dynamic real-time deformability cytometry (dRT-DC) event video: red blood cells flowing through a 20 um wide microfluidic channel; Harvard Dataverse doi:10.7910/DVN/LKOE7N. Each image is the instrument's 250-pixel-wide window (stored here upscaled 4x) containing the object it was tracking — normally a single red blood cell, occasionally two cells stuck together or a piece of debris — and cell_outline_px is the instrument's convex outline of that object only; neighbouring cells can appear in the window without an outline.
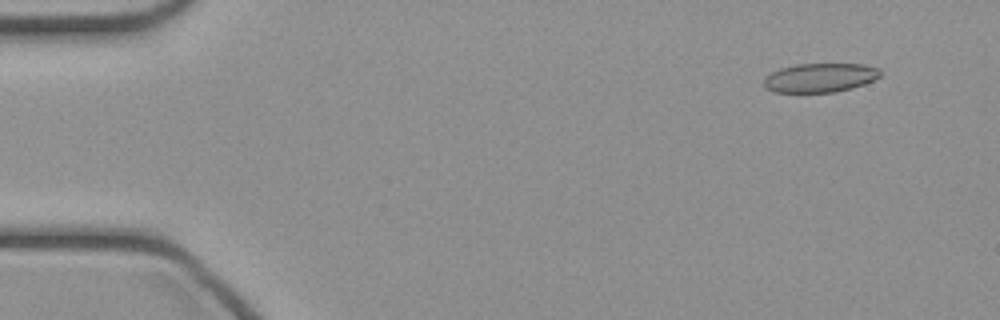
{"species": "common noctule bat (a hibernating species)", "species_latin": "Nyctalus noctula", "temperature_condition": "cold", "stored_images_in_passage": 46, "camera_frame_rate_fps": 3000, "um_per_image_px": 0.085, "animal": {"sex": "female", "body_mass_g": 21.9}, "frame": {"image": 1, "passage_image": 4, "time_ms": 1.0, "image_size_px": [1000, 320], "cell_outline_px": [[880, 76], [864, 84], [852, 88], [836, 92], [772, 92], [764, 88], [764, 76], [780, 68], [796, 64], [864, 64], [880, 68]], "centroid_in_image_um": [69.68, 6.6], "position_along_channel_um": 15.3, "area_um2": 19.83}}
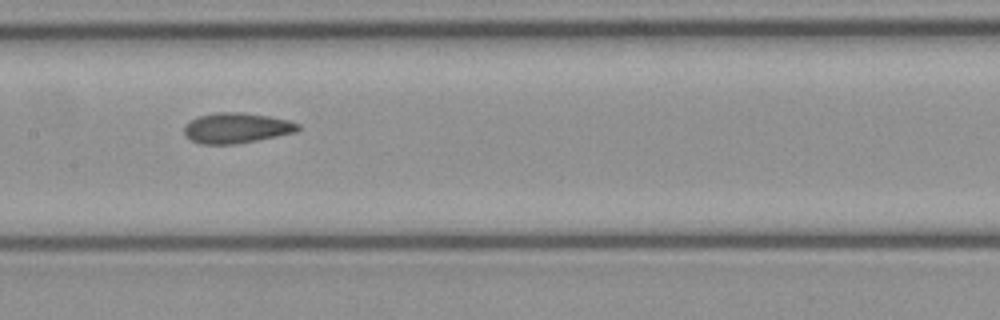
{"frame": {"image": 2, "passage_image": 23, "time_ms": 7.333, "image_size_px": [1000, 320], "cell_outline_px": [[300, 128], [296, 132], [236, 144], [200, 144], [184, 136], [184, 128], [192, 120], [200, 116], [216, 112], [240, 112], [268, 116], [288, 120], [300, 124]], "centroid_in_image_um": [20.11, 10.88], "position_along_channel_um": 187.3, "area_um2": 19.94}}
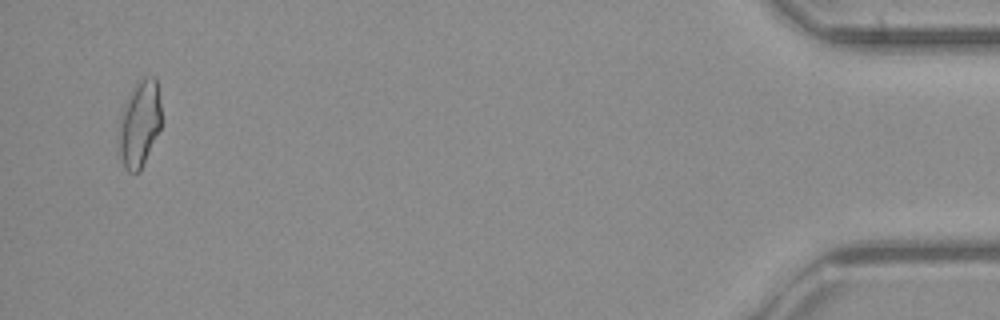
{"frame": {"image": 3, "passage_image": 45, "time_ms": 14.667, "image_size_px": [1000, 320], "cell_outline_px": [[160, 128], [140, 172], [128, 172], [116, 152], [120, 116], [124, 104], [132, 88], [140, 80], [152, 76], [156, 76], [160, 104]], "centroid_in_image_um": [11.81, 10.56], "position_along_channel_um": 423.4, "area_um2": 21.62}}